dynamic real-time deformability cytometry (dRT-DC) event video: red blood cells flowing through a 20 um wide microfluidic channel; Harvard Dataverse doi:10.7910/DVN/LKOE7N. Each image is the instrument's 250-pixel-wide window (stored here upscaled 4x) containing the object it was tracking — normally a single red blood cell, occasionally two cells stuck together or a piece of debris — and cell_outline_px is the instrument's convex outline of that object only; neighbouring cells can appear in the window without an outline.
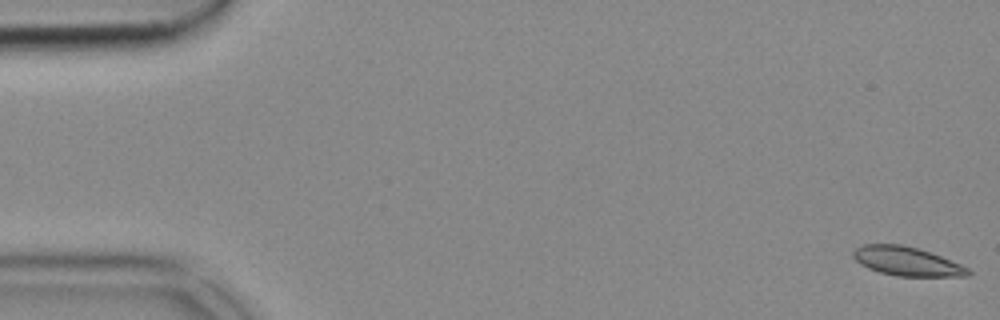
{"species": "common noctule bat (a hibernating species)", "species_latin": "Nyctalus noctula", "temperature_condition": "cold", "stored_images_in_passage": 53, "camera_frame_rate_fps": 3000, "um_per_image_px": 0.085, "animal": {"sex": "female", "body_mass_g": 18.4}, "frame": {"image": 1, "passage_image": 1, "time_ms": 0.0, "image_size_px": [1000, 320], "cell_outline_px": [[972, 276], [896, 276], [880, 272], [868, 268], [860, 264], [852, 256], [852, 252], [856, 248], [864, 244], [900, 244], [916, 248], [940, 256], [960, 264], [968, 268], [972, 272]], "centroid_in_image_um": [77.07, 22.22], "position_along_channel_um": 7.9, "area_um2": 19.25}}
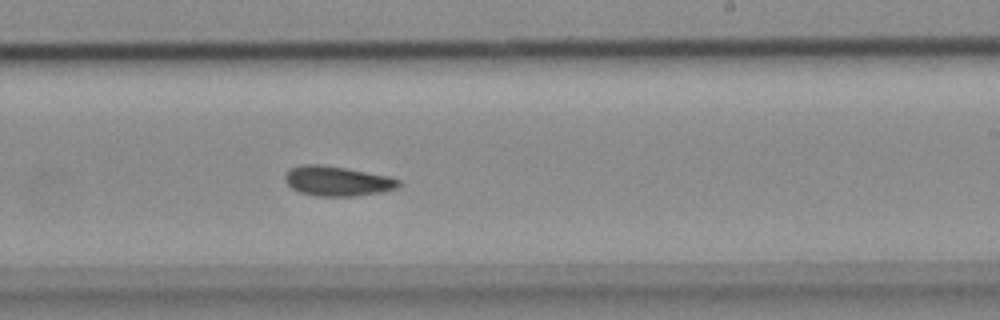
{"frame": {"image": 2, "passage_image": 32, "time_ms": 10.333, "image_size_px": [1000, 320], "cell_outline_px": [[400, 184], [396, 188], [380, 192], [356, 196], [320, 196], [300, 192], [292, 188], [284, 180], [284, 176], [288, 168], [304, 164], [320, 164], [348, 168], [388, 176], [400, 180]], "centroid_in_image_um": [28.64, 15.37], "position_along_channel_um": 260.4, "area_um2": 19.77}}
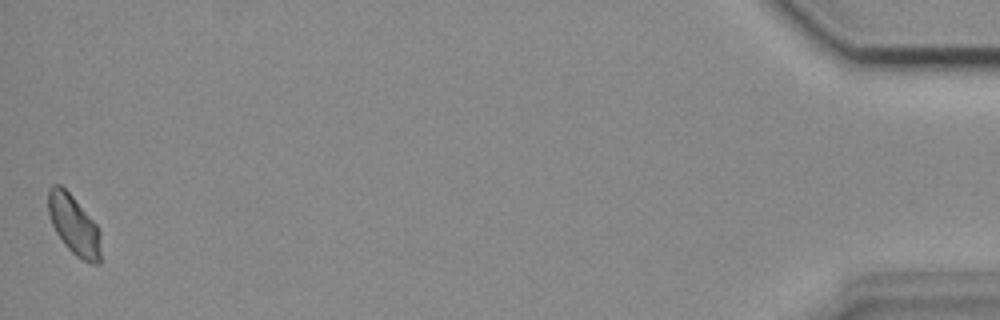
{"frame": {"image": 3, "passage_image": 53, "time_ms": 17.333, "image_size_px": [1000, 320], "cell_outline_px": [[100, 264], [92, 264], [76, 256], [64, 244], [56, 232], [52, 224], [48, 212], [48, 188], [52, 184], [60, 184], [72, 196], [96, 224], [100, 232]], "centroid_in_image_um": [6.27, 19.12], "position_along_channel_um": 428.9, "area_um2": 18.15}}